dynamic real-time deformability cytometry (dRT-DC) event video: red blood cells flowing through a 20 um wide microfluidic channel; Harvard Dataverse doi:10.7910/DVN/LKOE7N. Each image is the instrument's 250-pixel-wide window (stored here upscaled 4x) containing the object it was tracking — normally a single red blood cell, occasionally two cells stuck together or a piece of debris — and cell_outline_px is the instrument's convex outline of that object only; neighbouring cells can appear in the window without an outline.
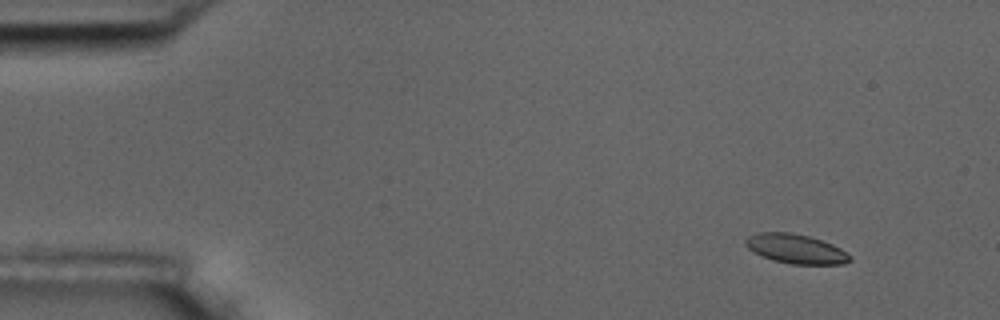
{"species": "common noctule bat (a hibernating species)", "species_latin": "Nyctalus noctula", "temperature_condition": "room temperature", "stored_images_in_passage": 10, "camera_frame_rate_fps": 3000, "um_per_image_px": 0.085, "animal": {"sex": "male", "body_mass_g": 17.5, "forearm_length_mm": 52.3}, "frame": {"image": 1, "passage_image": 1, "time_ms": 0.0, "image_size_px": [1000, 320], "cell_outline_px": [[852, 260], [844, 264], [792, 264], [772, 260], [748, 248], [744, 244], [744, 240], [748, 236], [756, 232], [788, 232], [808, 236], [832, 244], [840, 248], [852, 256]], "centroid_in_image_um": [67.65, 21.15], "position_along_channel_um": 17.4, "area_um2": 17.8}}
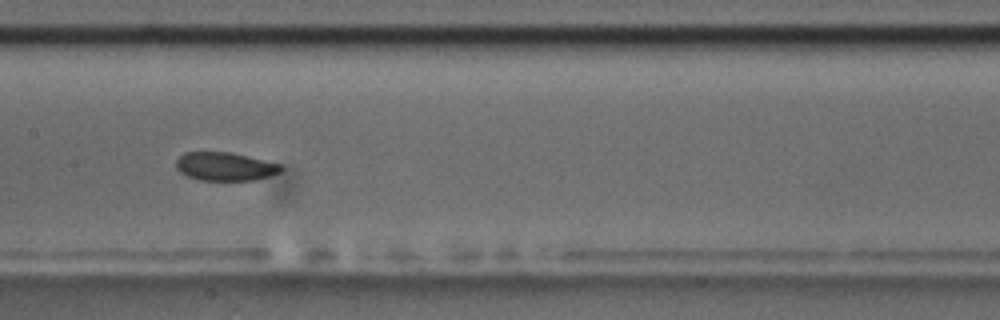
{"frame": {"image": 2, "passage_image": 8, "time_ms": 7.667, "image_size_px": [1000, 320], "cell_outline_px": [[284, 168], [280, 172], [256, 180], [200, 180], [188, 176], [180, 172], [176, 168], [176, 160], [184, 152], [232, 152], [280, 164]], "centroid_in_image_um": [19.13, 14.15], "position_along_channel_um": 188.3, "area_um2": 17.34}}
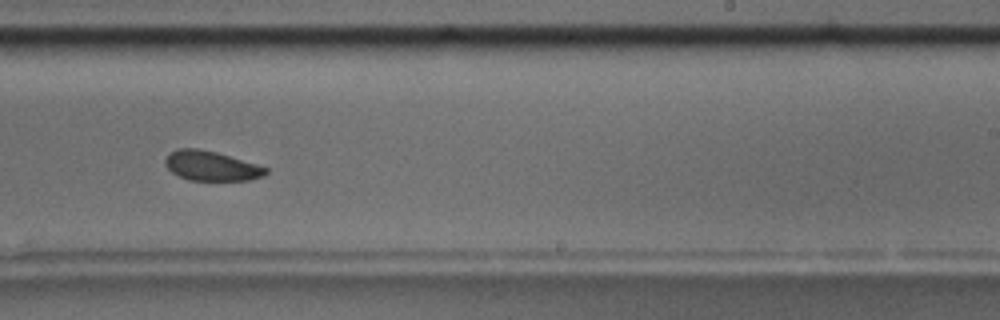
{"frame": {"image": 3, "passage_image": 10, "time_ms": 10.0, "image_size_px": [1000, 320], "cell_outline_px": [[268, 172], [264, 176], [248, 180], [188, 180], [172, 172], [164, 164], [164, 160], [168, 152], [176, 148], [200, 148], [216, 152], [256, 164], [268, 168]], "centroid_in_image_um": [17.92, 14.09], "position_along_channel_um": 271.1, "area_um2": 17.46}}